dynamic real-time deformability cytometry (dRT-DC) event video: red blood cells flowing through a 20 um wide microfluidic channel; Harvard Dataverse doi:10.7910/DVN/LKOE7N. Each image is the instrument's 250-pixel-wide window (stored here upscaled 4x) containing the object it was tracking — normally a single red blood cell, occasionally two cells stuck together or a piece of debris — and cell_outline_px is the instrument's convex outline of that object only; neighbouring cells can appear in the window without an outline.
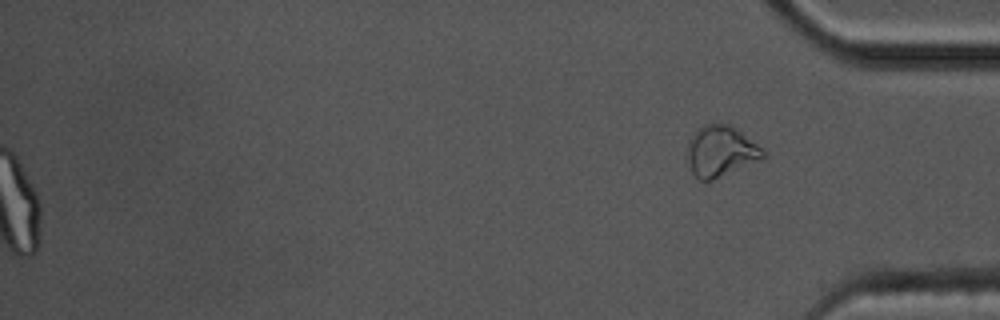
{"species": "common noctule bat (a hibernating species)", "species_latin": "Nyctalus noctula", "temperature_condition": "cold", "stored_images_in_passage": 50, "segment_of_instrument_passage": [2, 2], "camera_frame_rate_fps": 3000, "um_per_image_px": 0.085, "animal": {"sex": "male", "body_mass_g": 17.5, "forearm_length_mm": 52.3}, "frame": {"image": 1, "passage_image": 50, "time_ms": 16.333, "image_size_px": [1000, 320], "cell_outline_px": [[768, 156], [760, 160], [712, 180], [700, 180], [692, 172], [688, 160], [688, 140], [696, 128], [704, 124], [732, 124], [756, 144]], "centroid_in_image_um": [61.25, 12.83], "position_along_channel_um": 374.0, "area_um2": 22.31}}